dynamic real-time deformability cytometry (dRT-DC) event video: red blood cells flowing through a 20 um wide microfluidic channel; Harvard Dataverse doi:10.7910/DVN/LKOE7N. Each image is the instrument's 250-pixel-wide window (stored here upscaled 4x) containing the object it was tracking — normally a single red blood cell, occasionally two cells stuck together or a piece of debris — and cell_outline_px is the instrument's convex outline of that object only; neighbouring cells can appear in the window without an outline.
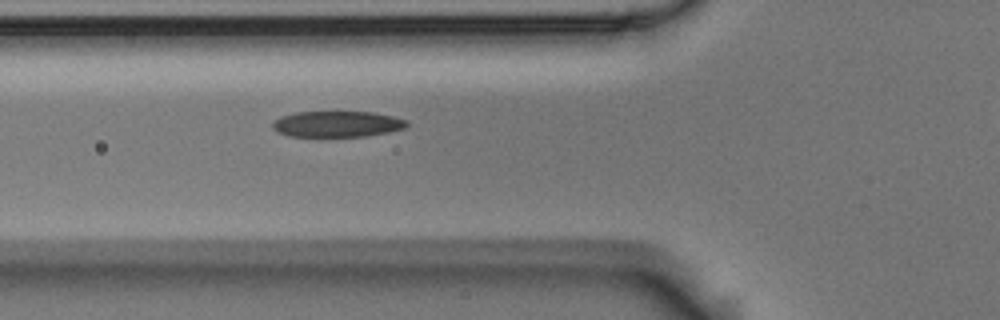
{"species": "Egyptian fruit bat (a non-hibernating species)", "species_latin": "Rousettus aegyptiacus", "temperature_condition": "room temperature", "stored_images_in_passage": 3, "camera_frame_rate_fps": 3000, "um_per_image_px": 0.085, "animal": {"sex": "male"}, "frame": {"image": 1, "passage_image": 2, "time_ms": 0.333, "image_size_px": [1000, 320], "cell_outline_px": [[408, 124], [404, 128], [388, 132], [364, 136], [320, 140], [288, 136], [276, 132], [272, 128], [272, 124], [280, 116], [296, 112], [336, 108], [372, 112], [392, 116], [408, 120]], "centroid_in_image_um": [28.57, 10.54], "position_along_channel_um": 97.2, "area_um2": 22.43}}